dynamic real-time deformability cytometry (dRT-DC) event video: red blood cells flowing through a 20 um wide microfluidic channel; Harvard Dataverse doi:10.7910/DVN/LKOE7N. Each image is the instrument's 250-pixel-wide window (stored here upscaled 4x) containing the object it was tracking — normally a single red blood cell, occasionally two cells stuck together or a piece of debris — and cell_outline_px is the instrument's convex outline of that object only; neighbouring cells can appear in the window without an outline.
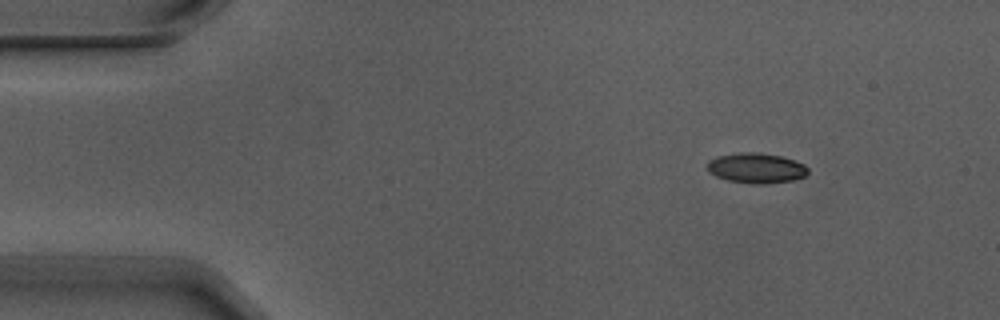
{"species": "Egyptian fruit bat (a non-hibernating species)", "species_latin": "Rousettus aegyptiacus", "temperature_condition": "warm", "stored_images_in_passage": 6, "camera_frame_rate_fps": 3000, "um_per_image_px": 0.085, "animal": {"sex": "male"}, "frame": {"image": 1, "passage_image": 1, "time_ms": 0.0, "image_size_px": [1000, 320], "cell_outline_px": [[808, 172], [804, 176], [792, 180], [760, 184], [752, 184], [728, 180], [716, 176], [708, 172], [708, 160], [716, 156], [740, 152], [756, 152], [780, 156], [804, 164], [808, 168]], "centroid_in_image_um": [64.24, 14.28], "position_along_channel_um": 20.8, "area_um2": 17.57}}
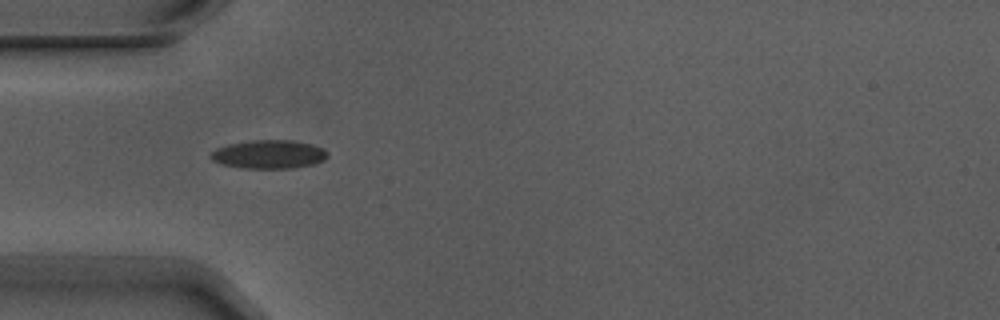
{"frame": {"image": 2, "passage_image": 4, "time_ms": 1.0, "image_size_px": [1000, 320], "cell_outline_px": [[328, 156], [324, 160], [312, 164], [292, 168], [244, 168], [224, 164], [212, 160], [208, 156], [216, 148], [228, 144], [252, 140], [292, 140], [312, 144], [324, 148], [328, 152]], "centroid_in_image_um": [22.87, 13.11], "position_along_channel_um": 62.1, "area_um2": 19.42}}
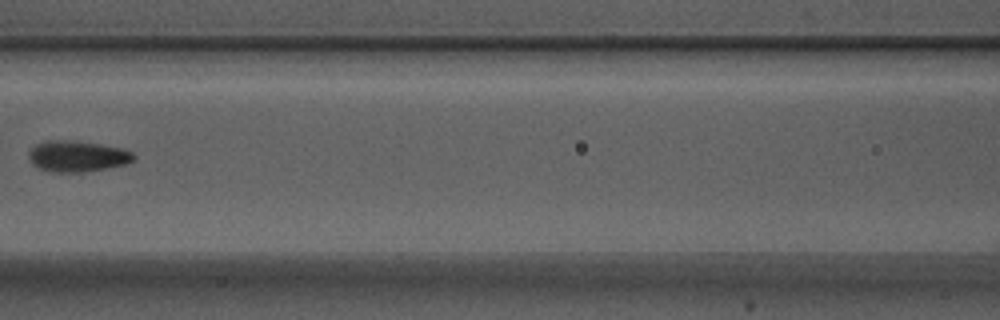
{"frame": {"image": 3, "passage_image": 6, "time_ms": 1.667, "image_size_px": [1000, 320], "cell_outline_px": [[136, 156], [132, 160], [124, 164], [84, 172], [52, 172], [40, 168], [32, 164], [28, 156], [28, 152], [36, 144], [48, 140], [64, 140], [96, 144], [120, 148], [132, 152]], "centroid_in_image_um": [6.52, 13.29], "position_along_channel_um": 160.1, "area_um2": 18.55}}